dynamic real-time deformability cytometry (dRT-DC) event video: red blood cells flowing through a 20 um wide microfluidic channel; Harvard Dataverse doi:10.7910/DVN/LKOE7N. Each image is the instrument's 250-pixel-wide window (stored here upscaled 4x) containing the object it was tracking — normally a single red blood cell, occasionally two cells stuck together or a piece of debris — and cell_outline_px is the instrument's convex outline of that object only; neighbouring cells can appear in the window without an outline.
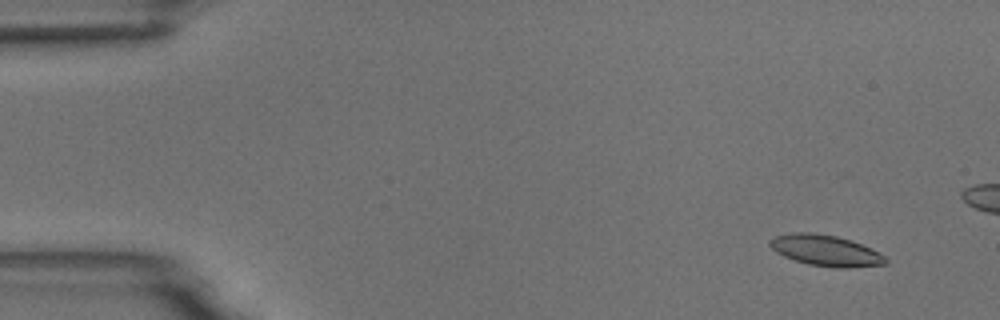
{"species": "common noctule bat (a hibernating species)", "species_latin": "Nyctalus noctula", "temperature_condition": "room temperature", "stored_images_in_passage": 6, "camera_frame_rate_fps": 3000, "um_per_image_px": 0.085, "animal": {"sex": "male", "body_mass_g": 18.8}, "frame": {"image": 1, "passage_image": 2, "time_ms": 1.0, "image_size_px": [1000, 320], "cell_outline_px": [[888, 264], [848, 268], [836, 268], [808, 264], [784, 256], [776, 252], [768, 244], [768, 240], [776, 236], [792, 232], [812, 232], [836, 236], [852, 240], [872, 248], [884, 256], [888, 260]], "centroid_in_image_um": [70.2, 21.29], "position_along_channel_um": 14.8, "area_um2": 21.04}}